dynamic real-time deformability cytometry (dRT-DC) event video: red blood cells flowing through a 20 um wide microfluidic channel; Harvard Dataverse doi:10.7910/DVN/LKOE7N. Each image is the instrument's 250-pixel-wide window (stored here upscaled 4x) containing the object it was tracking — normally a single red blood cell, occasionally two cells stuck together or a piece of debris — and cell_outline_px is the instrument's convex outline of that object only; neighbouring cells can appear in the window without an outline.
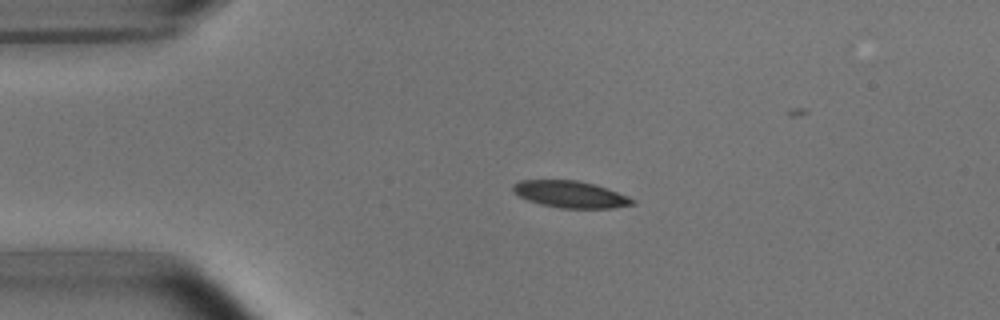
{"species": "common noctule bat (a hibernating species)", "species_latin": "Nyctalus noctula", "temperature_condition": "room temperature", "stored_images_in_passage": 3, "camera_frame_rate_fps": 3000, "um_per_image_px": 0.085, "animal": {"sex": "male", "body_mass_g": 15.6}, "frame": {"image": 1, "passage_image": 1, "time_ms": 0.0, "image_size_px": [1000, 320], "cell_outline_px": [[636, 204], [612, 208], [560, 208], [540, 204], [528, 200], [512, 192], [512, 184], [520, 180], [576, 180], [592, 184], [628, 196], [636, 200]], "centroid_in_image_um": [48.46, 16.52], "position_along_channel_um": 36.5, "area_um2": 18.55}}